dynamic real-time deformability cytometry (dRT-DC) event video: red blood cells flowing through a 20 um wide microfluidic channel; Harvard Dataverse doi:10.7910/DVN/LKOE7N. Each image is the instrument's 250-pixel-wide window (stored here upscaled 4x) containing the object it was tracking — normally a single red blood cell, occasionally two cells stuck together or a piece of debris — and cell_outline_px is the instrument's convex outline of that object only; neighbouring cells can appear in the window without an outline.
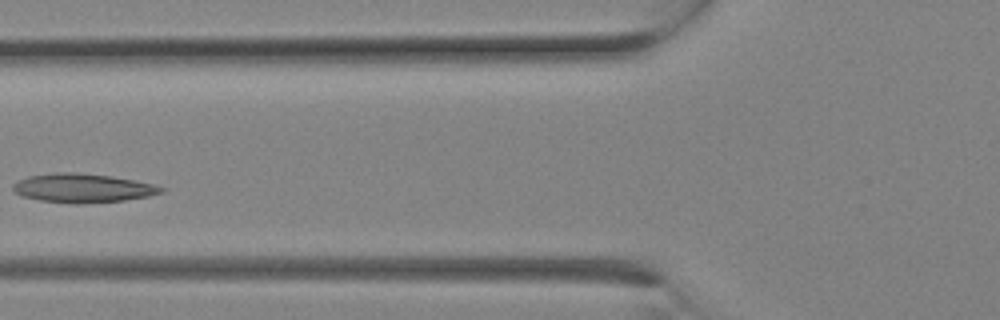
{"species": "Egyptian fruit bat (a non-hibernating species)", "species_latin": "Rousettus aegyptiacus", "temperature_condition": "room temperature", "stored_images_in_passage": 11, "camera_frame_rate_fps": 3000, "um_per_image_px": 0.085, "animal": {"sex": "female"}, "frame": {"image": 1, "passage_image": 7, "time_ms": 2.0, "image_size_px": [1000, 320], "cell_outline_px": [[164, 192], [148, 196], [124, 200], [72, 204], [40, 200], [24, 196], [16, 192], [12, 188], [12, 184], [28, 176], [52, 172], [76, 172], [108, 176], [132, 180], [152, 184], [164, 188]], "centroid_in_image_um": [7.0, 15.98], "position_along_channel_um": 118.8, "area_um2": 24.62}}
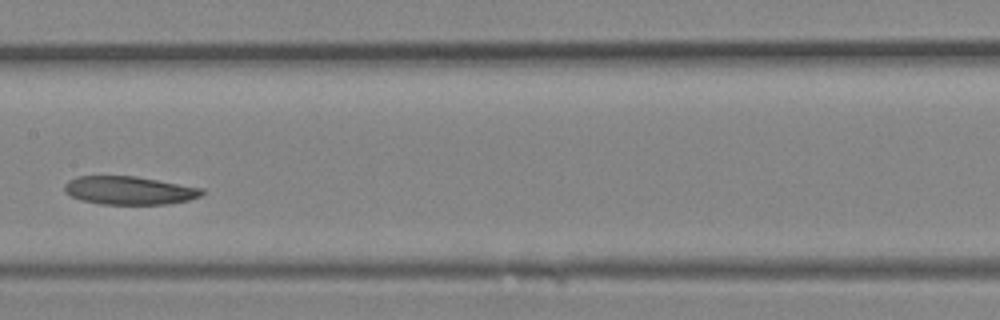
{"frame": {"image": 2, "passage_image": 10, "time_ms": 3.0, "image_size_px": [1000, 320], "cell_outline_px": [[204, 192], [200, 196], [188, 200], [168, 204], [100, 204], [80, 200], [64, 192], [64, 184], [68, 180], [76, 176], [136, 176], [204, 188]], "centroid_in_image_um": [10.97, 16.18], "position_along_channel_um": 196.4, "area_um2": 22.77}}